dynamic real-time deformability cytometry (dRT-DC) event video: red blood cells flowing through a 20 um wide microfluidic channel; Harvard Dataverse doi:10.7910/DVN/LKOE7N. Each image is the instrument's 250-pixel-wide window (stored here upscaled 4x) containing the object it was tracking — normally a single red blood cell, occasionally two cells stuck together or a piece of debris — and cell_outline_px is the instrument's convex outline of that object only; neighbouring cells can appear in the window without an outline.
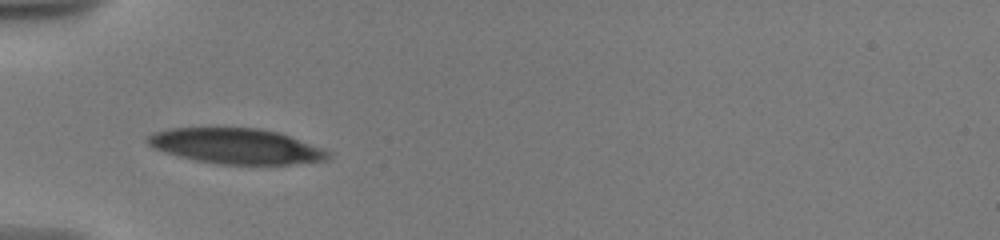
{"species": "human", "species_latin": "Homo sapiens", "temperature_condition": "warm", "stored_images_in_passage": 25, "camera_frame_rate_fps": 3000, "um_per_image_px": 0.085, "donor": {"sex": "male"}, "frame": {"image": 1, "passage_image": 1, "time_ms": 0.0, "image_size_px": [1000, 240], "cell_outline_px": [[332, 156], [328, 160], [292, 164], [220, 164], [196, 160], [164, 152], [148, 144], [148, 136], [156, 132], [172, 128], [256, 128], [276, 132], [288, 136], [320, 148], [328, 152]], "centroid_in_image_um": [20.07, 12.43], "position_along_channel_um": 64.9, "area_um2": 36.47}}
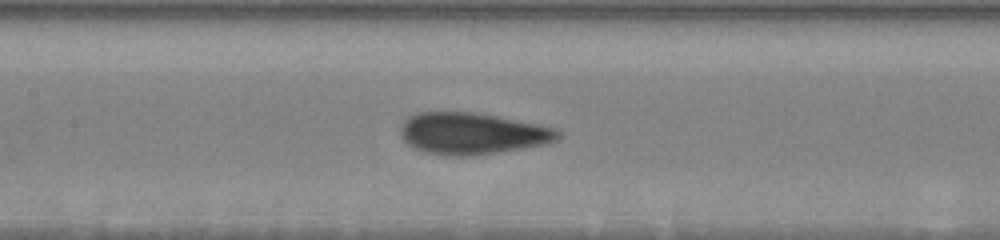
{"frame": {"image": 2, "passage_image": 16, "time_ms": 3.0, "image_size_px": [1000, 240], "cell_outline_px": [[560, 140], [548, 144], [476, 156], [444, 156], [424, 152], [412, 148], [404, 140], [400, 132], [400, 128], [404, 120], [408, 116], [420, 112], [476, 112], [556, 128], [560, 132]], "centroid_in_image_um": [40.13, 11.36], "position_along_channel_um": 167.3, "area_um2": 38.61}}
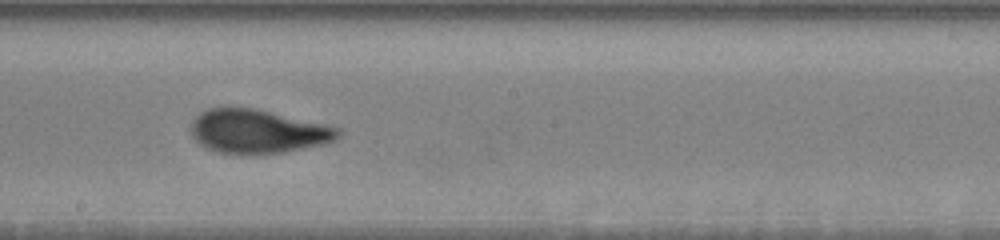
{"frame": {"image": 3, "passage_image": 22, "time_ms": 4.667, "image_size_px": [1000, 240], "cell_outline_px": [[340, 136], [324, 144], [284, 152], [252, 156], [240, 156], [220, 152], [208, 148], [200, 144], [192, 136], [192, 120], [200, 112], [208, 108], [256, 108], [324, 124], [340, 128]], "centroid_in_image_um": [21.89, 11.19], "position_along_channel_um": 226.3, "area_um2": 37.8}}